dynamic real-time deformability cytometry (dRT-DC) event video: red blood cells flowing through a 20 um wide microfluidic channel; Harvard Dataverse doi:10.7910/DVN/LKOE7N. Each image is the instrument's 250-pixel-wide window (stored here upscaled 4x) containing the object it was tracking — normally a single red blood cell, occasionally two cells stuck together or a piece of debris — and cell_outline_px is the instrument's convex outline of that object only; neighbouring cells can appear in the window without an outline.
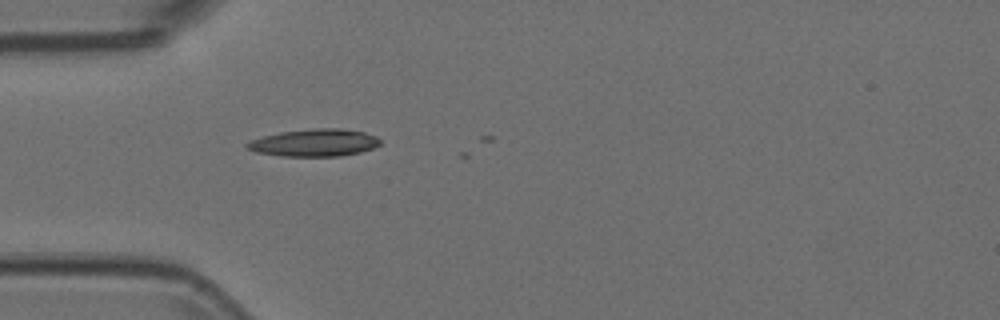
{"species": "Egyptian fruit bat (a non-hibernating species)", "species_latin": "Rousettus aegyptiacus", "temperature_condition": "room temperature", "stored_images_in_passage": 5, "camera_frame_rate_fps": 3000, "um_per_image_px": 0.085, "animal": {"sex": "female"}, "frame": {"image": 1, "passage_image": 4, "time_ms": 1.0, "image_size_px": [1000, 320], "cell_outline_px": [[380, 144], [372, 148], [360, 152], [340, 156], [280, 156], [256, 152], [248, 148], [244, 144], [252, 140], [264, 136], [280, 132], [312, 128], [340, 128], [364, 132], [376, 136], [380, 140]], "centroid_in_image_um": [26.73, 12.13], "position_along_channel_um": 58.3, "area_um2": 21.15}}